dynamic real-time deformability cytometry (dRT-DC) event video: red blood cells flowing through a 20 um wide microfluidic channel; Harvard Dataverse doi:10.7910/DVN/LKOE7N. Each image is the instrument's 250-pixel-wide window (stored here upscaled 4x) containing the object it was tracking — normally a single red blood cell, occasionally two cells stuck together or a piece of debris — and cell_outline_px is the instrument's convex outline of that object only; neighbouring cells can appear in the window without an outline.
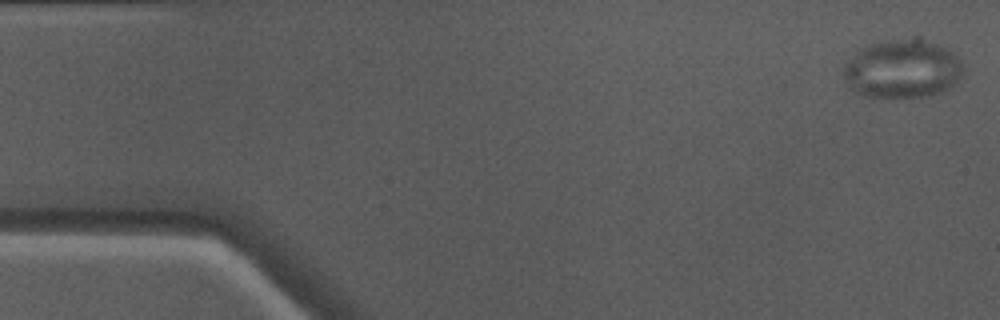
{"species": "Egyptian fruit bat (a non-hibernating species)", "species_latin": "Rousettus aegyptiacus", "temperature_condition": "warm", "stored_images_in_passage": 49, "camera_frame_rate_fps": 3000, "um_per_image_px": 0.085, "animal": {"sex": "male"}, "frame": {"image": 1, "passage_image": 1, "time_ms": 0.0, "image_size_px": [1000, 320], "cell_outline_px": [[960, 76], [948, 88], [940, 92], [920, 96], [888, 100], [868, 96], [852, 88], [844, 76], [840, 68], [848, 60], [868, 44], [888, 40], [916, 36], [948, 48], [956, 56], [960, 64]], "centroid_in_image_um": [76.66, 5.85], "position_along_channel_um": 8.3, "area_um2": 40.75}}
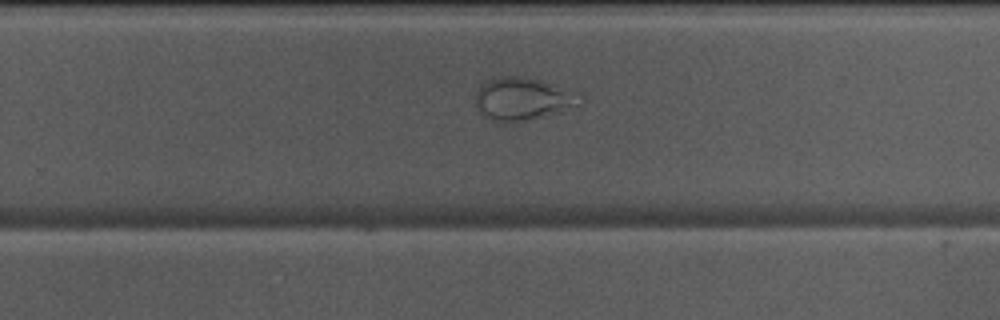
{"frame": {"image": 2, "passage_image": 31, "time_ms": 10.0, "image_size_px": [1000, 320], "cell_outline_px": [[584, 104], [564, 112], [516, 124], [512, 124], [492, 120], [484, 116], [476, 108], [476, 92], [480, 84], [488, 80], [500, 76], [520, 76], [540, 80], [576, 88], [584, 92]], "centroid_in_image_um": [44.6, 8.42], "position_along_channel_um": 285.2, "area_um2": 27.69}}
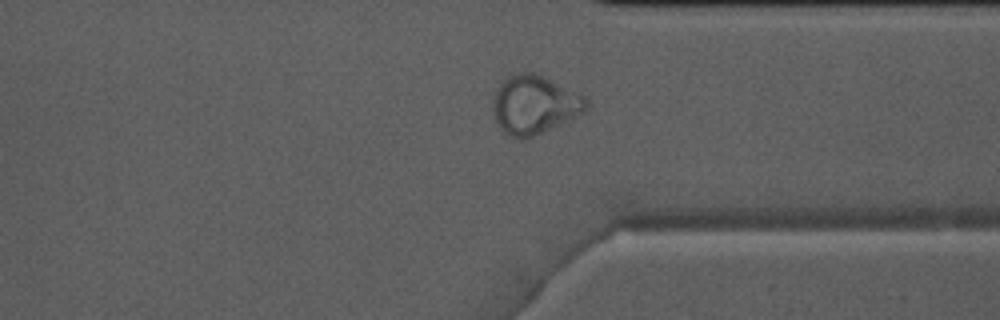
{"frame": {"image": 3, "passage_image": 37, "time_ms": 12.0, "image_size_px": [1000, 320], "cell_outline_px": [[588, 108], [584, 112], [576, 116], [532, 136], [520, 140], [508, 136], [500, 128], [492, 112], [492, 100], [500, 84], [508, 76], [520, 72], [532, 72], [544, 76], [584, 96], [588, 100]], "centroid_in_image_um": [45.39, 8.9], "position_along_channel_um": 366.0, "area_um2": 31.62}}